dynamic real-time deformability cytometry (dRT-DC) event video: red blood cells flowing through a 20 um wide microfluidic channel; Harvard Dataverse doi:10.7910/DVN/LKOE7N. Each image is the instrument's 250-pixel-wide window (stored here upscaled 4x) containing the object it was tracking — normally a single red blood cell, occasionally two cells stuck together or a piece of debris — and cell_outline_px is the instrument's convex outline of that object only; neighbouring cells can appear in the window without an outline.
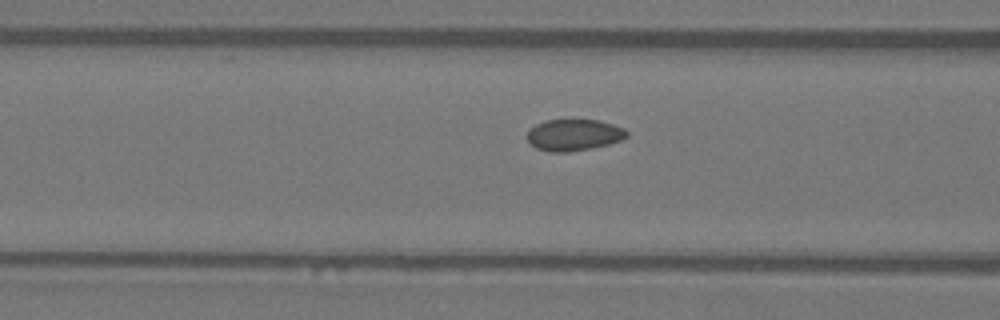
{"species": "Egyptian fruit bat (a non-hibernating species)", "species_latin": "Rousettus aegyptiacus", "temperature_condition": "warm", "stored_images_in_passage": 25, "camera_frame_rate_fps": 3000, "um_per_image_px": 0.085, "animal": {"sex": "female"}, "frame": {"image": 1, "passage_image": 7, "time_ms": 2.0, "image_size_px": [1000, 320], "cell_outline_px": [[628, 136], [624, 140], [592, 148], [568, 152], [548, 152], [536, 148], [528, 140], [528, 132], [536, 124], [544, 120], [600, 120], [624, 128], [628, 132]], "centroid_in_image_um": [48.81, 11.47], "position_along_channel_um": 117.8, "area_um2": 18.32}}
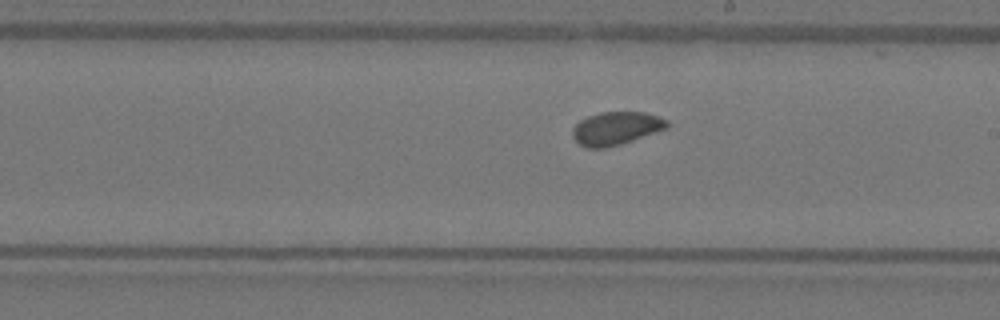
{"frame": {"image": 2, "passage_image": 16, "time_ms": 5.0, "image_size_px": [1000, 320], "cell_outline_px": [[668, 128], [620, 144], [604, 148], [588, 148], [580, 144], [572, 136], [572, 128], [580, 120], [588, 116], [600, 112], [644, 112], [668, 120]], "centroid_in_image_um": [52.35, 10.9], "position_along_channel_um": 236.7, "area_um2": 18.09}}
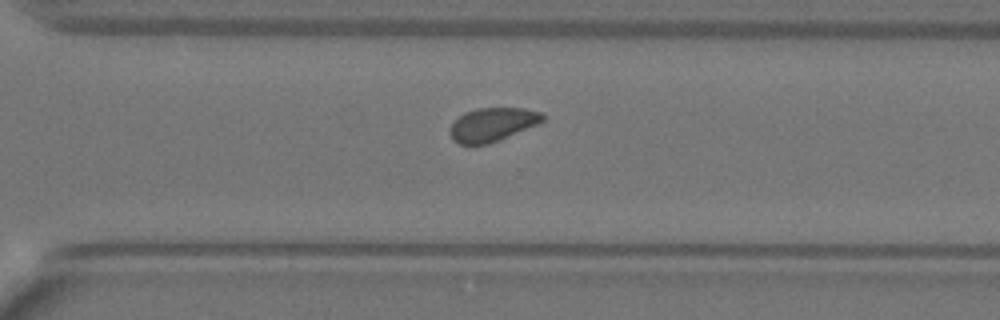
{"frame": {"image": 3, "passage_image": 23, "time_ms": 7.333, "image_size_px": [1000, 320], "cell_outline_px": [[544, 120], [536, 124], [488, 144], [460, 144], [452, 136], [452, 124], [464, 112], [476, 108], [524, 108], [540, 112], [544, 116]], "centroid_in_image_um": [41.87, 10.56], "position_along_channel_um": 328.7, "area_um2": 17.51}}